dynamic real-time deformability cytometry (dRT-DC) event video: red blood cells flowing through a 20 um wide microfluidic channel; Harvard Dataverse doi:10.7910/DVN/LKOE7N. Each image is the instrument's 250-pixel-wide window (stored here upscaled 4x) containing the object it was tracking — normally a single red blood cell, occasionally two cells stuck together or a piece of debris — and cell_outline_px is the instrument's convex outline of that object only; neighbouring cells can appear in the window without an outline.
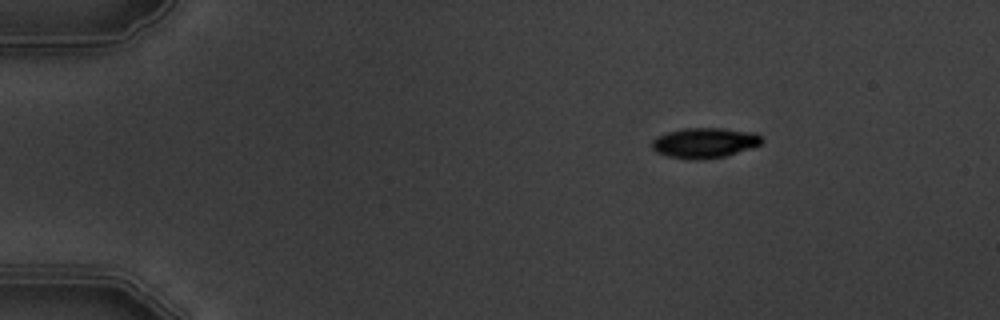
{"species": "common noctule bat (a hibernating species)", "species_latin": "Nyctalus noctula", "temperature_condition": "warm", "stored_images_in_passage": 8, "camera_frame_rate_fps": 3000, "um_per_image_px": 0.085, "animal": {"sex": "male", "body_mass_g": 19.5, "forearm_length_mm": 54.6}, "frame": {"image": 1, "passage_image": 1, "time_ms": 0.0, "image_size_px": [1000, 320], "cell_outline_px": [[764, 140], [760, 144], [724, 156], [696, 160], [668, 156], [656, 152], [652, 148], [652, 140], [656, 136], [668, 132], [684, 128], [724, 128], [756, 132]], "centroid_in_image_um": [59.87, 12.12], "position_along_channel_um": 25.1, "area_um2": 19.19}}
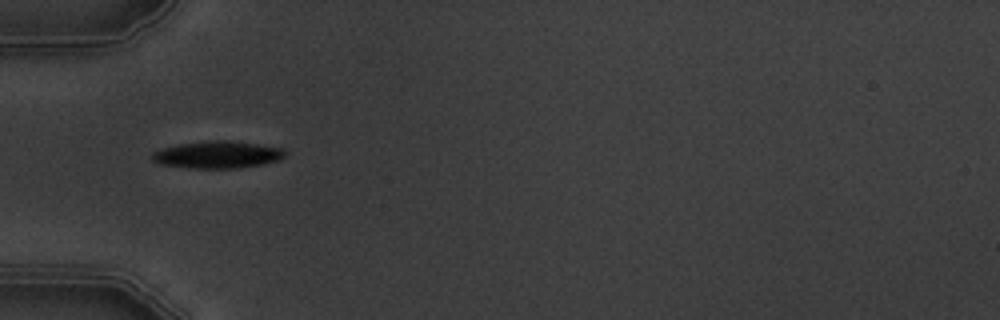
{"frame": {"image": 2, "passage_image": 4, "time_ms": 3.333, "image_size_px": [1000, 320], "cell_outline_px": [[284, 156], [280, 160], [264, 164], [240, 168], [188, 168], [160, 164], [152, 160], [152, 152], [164, 148], [180, 144], [208, 140], [228, 140], [256, 144], [280, 148], [284, 152]], "centroid_in_image_um": [18.47, 13.16], "position_along_channel_um": 66.5, "area_um2": 20.92}}